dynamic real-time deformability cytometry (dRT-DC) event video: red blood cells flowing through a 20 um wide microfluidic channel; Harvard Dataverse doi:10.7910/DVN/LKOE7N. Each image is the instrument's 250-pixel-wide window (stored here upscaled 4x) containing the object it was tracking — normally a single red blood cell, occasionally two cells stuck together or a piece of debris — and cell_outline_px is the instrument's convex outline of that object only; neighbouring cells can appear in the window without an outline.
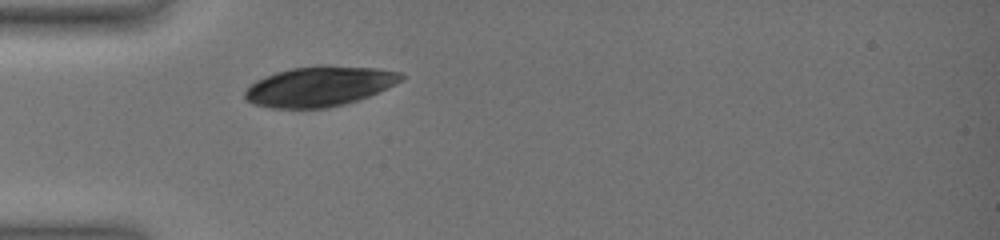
{"species": "common noctule bat (a hibernating species)", "species_latin": "Nyctalus noctula", "temperature_condition": "warm", "stored_images_in_passage": 1, "camera_frame_rate_fps": 3000, "um_per_image_px": 0.085, "animal": {"sex": "female", "body_mass_g": 19.0, "forearm_length_mm": 51.5}, "frame": {"image": 1, "passage_image": 1, "time_ms": 0.0, "image_size_px": [1000, 240], "cell_outline_px": [[404, 76], [400, 80], [368, 96], [344, 104], [328, 108], [272, 108], [252, 104], [244, 100], [244, 92], [256, 80], [264, 76], [276, 72], [292, 68], [320, 64], [324, 64], [380, 68], [400, 72]], "centroid_in_image_um": [27.09, 7.32], "position_along_channel_um": 57.9, "area_um2": 36.47}}